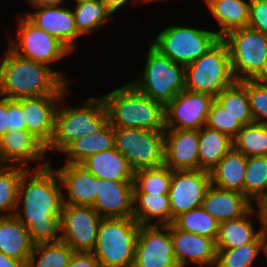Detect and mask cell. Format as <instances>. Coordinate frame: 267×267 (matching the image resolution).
Returning a JSON list of instances; mask_svg holds the SVG:
<instances>
[{"instance_id":"5b68a950","label":"cell","mask_w":267,"mask_h":267,"mask_svg":"<svg viewBox=\"0 0 267 267\" xmlns=\"http://www.w3.org/2000/svg\"><path fill=\"white\" fill-rule=\"evenodd\" d=\"M139 227L134 218L102 219L92 252L101 267H132Z\"/></svg>"},{"instance_id":"44dd1931","label":"cell","mask_w":267,"mask_h":267,"mask_svg":"<svg viewBox=\"0 0 267 267\" xmlns=\"http://www.w3.org/2000/svg\"><path fill=\"white\" fill-rule=\"evenodd\" d=\"M46 146L27 130H13L0 137V165L26 166L45 158Z\"/></svg>"},{"instance_id":"1f68e13d","label":"cell","mask_w":267,"mask_h":267,"mask_svg":"<svg viewBox=\"0 0 267 267\" xmlns=\"http://www.w3.org/2000/svg\"><path fill=\"white\" fill-rule=\"evenodd\" d=\"M215 101L242 126L254 123L247 95V80L235 81L223 89Z\"/></svg>"},{"instance_id":"ac0fdd59","label":"cell","mask_w":267,"mask_h":267,"mask_svg":"<svg viewBox=\"0 0 267 267\" xmlns=\"http://www.w3.org/2000/svg\"><path fill=\"white\" fill-rule=\"evenodd\" d=\"M133 182L97 178V196L92 208L103 218H133Z\"/></svg>"},{"instance_id":"603a6c76","label":"cell","mask_w":267,"mask_h":267,"mask_svg":"<svg viewBox=\"0 0 267 267\" xmlns=\"http://www.w3.org/2000/svg\"><path fill=\"white\" fill-rule=\"evenodd\" d=\"M243 193L213 186L207 189L201 207L220 224L245 215L253 206Z\"/></svg>"},{"instance_id":"681fc988","label":"cell","mask_w":267,"mask_h":267,"mask_svg":"<svg viewBox=\"0 0 267 267\" xmlns=\"http://www.w3.org/2000/svg\"><path fill=\"white\" fill-rule=\"evenodd\" d=\"M0 267H26V263L7 257L0 252Z\"/></svg>"},{"instance_id":"f546056e","label":"cell","mask_w":267,"mask_h":267,"mask_svg":"<svg viewBox=\"0 0 267 267\" xmlns=\"http://www.w3.org/2000/svg\"><path fill=\"white\" fill-rule=\"evenodd\" d=\"M233 148V139L217 130L199 129V169L210 171Z\"/></svg>"},{"instance_id":"83f0119b","label":"cell","mask_w":267,"mask_h":267,"mask_svg":"<svg viewBox=\"0 0 267 267\" xmlns=\"http://www.w3.org/2000/svg\"><path fill=\"white\" fill-rule=\"evenodd\" d=\"M209 11L218 21L221 30L216 34L222 38L229 31L247 27L249 22L250 0H205Z\"/></svg>"},{"instance_id":"d4e9b609","label":"cell","mask_w":267,"mask_h":267,"mask_svg":"<svg viewBox=\"0 0 267 267\" xmlns=\"http://www.w3.org/2000/svg\"><path fill=\"white\" fill-rule=\"evenodd\" d=\"M81 164L96 178L115 182H134L133 169L115 148L91 155Z\"/></svg>"},{"instance_id":"ab89813d","label":"cell","mask_w":267,"mask_h":267,"mask_svg":"<svg viewBox=\"0 0 267 267\" xmlns=\"http://www.w3.org/2000/svg\"><path fill=\"white\" fill-rule=\"evenodd\" d=\"M244 195L251 202L261 200L267 193V155L247 157Z\"/></svg>"},{"instance_id":"d6a6232c","label":"cell","mask_w":267,"mask_h":267,"mask_svg":"<svg viewBox=\"0 0 267 267\" xmlns=\"http://www.w3.org/2000/svg\"><path fill=\"white\" fill-rule=\"evenodd\" d=\"M5 166V167H4ZM16 165H0V216H13L18 205V189L22 175L29 167ZM14 211V212H13Z\"/></svg>"},{"instance_id":"b9f144b4","label":"cell","mask_w":267,"mask_h":267,"mask_svg":"<svg viewBox=\"0 0 267 267\" xmlns=\"http://www.w3.org/2000/svg\"><path fill=\"white\" fill-rule=\"evenodd\" d=\"M247 95L254 122L267 125V85L247 80Z\"/></svg>"},{"instance_id":"7a4b0ae2","label":"cell","mask_w":267,"mask_h":267,"mask_svg":"<svg viewBox=\"0 0 267 267\" xmlns=\"http://www.w3.org/2000/svg\"><path fill=\"white\" fill-rule=\"evenodd\" d=\"M48 66L23 58L8 47L0 64V96L20 99L69 93L68 81Z\"/></svg>"},{"instance_id":"8fae6325","label":"cell","mask_w":267,"mask_h":267,"mask_svg":"<svg viewBox=\"0 0 267 267\" xmlns=\"http://www.w3.org/2000/svg\"><path fill=\"white\" fill-rule=\"evenodd\" d=\"M18 39L8 41L17 55L45 65L59 61L71 52L56 38L37 28L24 15L19 17Z\"/></svg>"},{"instance_id":"4fadbf2b","label":"cell","mask_w":267,"mask_h":267,"mask_svg":"<svg viewBox=\"0 0 267 267\" xmlns=\"http://www.w3.org/2000/svg\"><path fill=\"white\" fill-rule=\"evenodd\" d=\"M132 267H179L174 255L171 224L161 227L140 225Z\"/></svg>"},{"instance_id":"f1b7e54d","label":"cell","mask_w":267,"mask_h":267,"mask_svg":"<svg viewBox=\"0 0 267 267\" xmlns=\"http://www.w3.org/2000/svg\"><path fill=\"white\" fill-rule=\"evenodd\" d=\"M253 213L259 212L252 207L245 215L237 219L221 222L216 239L217 249H233L252 243L261 234L260 230L255 231L252 220L247 218Z\"/></svg>"},{"instance_id":"277c9868","label":"cell","mask_w":267,"mask_h":267,"mask_svg":"<svg viewBox=\"0 0 267 267\" xmlns=\"http://www.w3.org/2000/svg\"><path fill=\"white\" fill-rule=\"evenodd\" d=\"M109 125V118L102 97L86 99L75 108H57L54 133L46 151L64 152L74 141L96 134Z\"/></svg>"},{"instance_id":"74e56055","label":"cell","mask_w":267,"mask_h":267,"mask_svg":"<svg viewBox=\"0 0 267 267\" xmlns=\"http://www.w3.org/2000/svg\"><path fill=\"white\" fill-rule=\"evenodd\" d=\"M178 229L216 241L219 223L201 206L177 216L172 222Z\"/></svg>"},{"instance_id":"f6af8a7d","label":"cell","mask_w":267,"mask_h":267,"mask_svg":"<svg viewBox=\"0 0 267 267\" xmlns=\"http://www.w3.org/2000/svg\"><path fill=\"white\" fill-rule=\"evenodd\" d=\"M67 267H101L92 252H74Z\"/></svg>"},{"instance_id":"7402d4cb","label":"cell","mask_w":267,"mask_h":267,"mask_svg":"<svg viewBox=\"0 0 267 267\" xmlns=\"http://www.w3.org/2000/svg\"><path fill=\"white\" fill-rule=\"evenodd\" d=\"M60 183L66 188L63 205L92 206L97 196V178L82 164L65 163L56 170Z\"/></svg>"},{"instance_id":"52a82bcc","label":"cell","mask_w":267,"mask_h":267,"mask_svg":"<svg viewBox=\"0 0 267 267\" xmlns=\"http://www.w3.org/2000/svg\"><path fill=\"white\" fill-rule=\"evenodd\" d=\"M142 73L137 81L130 83L138 91L164 107L177 94L186 90L185 66L160 55L151 46L148 49Z\"/></svg>"},{"instance_id":"30bf717a","label":"cell","mask_w":267,"mask_h":267,"mask_svg":"<svg viewBox=\"0 0 267 267\" xmlns=\"http://www.w3.org/2000/svg\"><path fill=\"white\" fill-rule=\"evenodd\" d=\"M115 149L134 172L164 165V130L114 128Z\"/></svg>"},{"instance_id":"9c48e42d","label":"cell","mask_w":267,"mask_h":267,"mask_svg":"<svg viewBox=\"0 0 267 267\" xmlns=\"http://www.w3.org/2000/svg\"><path fill=\"white\" fill-rule=\"evenodd\" d=\"M226 42L236 81L254 80L267 60V35L249 27L229 31Z\"/></svg>"},{"instance_id":"ffe728a7","label":"cell","mask_w":267,"mask_h":267,"mask_svg":"<svg viewBox=\"0 0 267 267\" xmlns=\"http://www.w3.org/2000/svg\"><path fill=\"white\" fill-rule=\"evenodd\" d=\"M174 255L179 267L194 262L199 266H215L217 260L216 241L201 235L178 229L171 223ZM189 258V259H187Z\"/></svg>"},{"instance_id":"4dcf8cb0","label":"cell","mask_w":267,"mask_h":267,"mask_svg":"<svg viewBox=\"0 0 267 267\" xmlns=\"http://www.w3.org/2000/svg\"><path fill=\"white\" fill-rule=\"evenodd\" d=\"M115 148L114 127L109 124L104 130L74 141L64 152L66 163L81 164L89 156Z\"/></svg>"},{"instance_id":"4316f807","label":"cell","mask_w":267,"mask_h":267,"mask_svg":"<svg viewBox=\"0 0 267 267\" xmlns=\"http://www.w3.org/2000/svg\"><path fill=\"white\" fill-rule=\"evenodd\" d=\"M133 218L140 225H153L152 218H157L154 225L171 224L172 212L169 195L134 193Z\"/></svg>"},{"instance_id":"c3c4849f","label":"cell","mask_w":267,"mask_h":267,"mask_svg":"<svg viewBox=\"0 0 267 267\" xmlns=\"http://www.w3.org/2000/svg\"><path fill=\"white\" fill-rule=\"evenodd\" d=\"M102 1L105 3L106 7L112 14H114L116 10L121 8L127 2H131V1L132 2H135V1L150 2V0H102Z\"/></svg>"},{"instance_id":"60d3db41","label":"cell","mask_w":267,"mask_h":267,"mask_svg":"<svg viewBox=\"0 0 267 267\" xmlns=\"http://www.w3.org/2000/svg\"><path fill=\"white\" fill-rule=\"evenodd\" d=\"M206 126L229 136L231 139H234L242 128V125L215 100L210 107Z\"/></svg>"},{"instance_id":"7dc6e473","label":"cell","mask_w":267,"mask_h":267,"mask_svg":"<svg viewBox=\"0 0 267 267\" xmlns=\"http://www.w3.org/2000/svg\"><path fill=\"white\" fill-rule=\"evenodd\" d=\"M258 212L257 213V217H259V220L262 223V229L261 234L263 235V237L266 239L267 241V201H258Z\"/></svg>"},{"instance_id":"bcb514c9","label":"cell","mask_w":267,"mask_h":267,"mask_svg":"<svg viewBox=\"0 0 267 267\" xmlns=\"http://www.w3.org/2000/svg\"><path fill=\"white\" fill-rule=\"evenodd\" d=\"M2 97L0 99V137H2L7 131L8 126V114H7V98Z\"/></svg>"},{"instance_id":"d6986e66","label":"cell","mask_w":267,"mask_h":267,"mask_svg":"<svg viewBox=\"0 0 267 267\" xmlns=\"http://www.w3.org/2000/svg\"><path fill=\"white\" fill-rule=\"evenodd\" d=\"M63 95L22 98L26 130L47 146L54 133L55 114Z\"/></svg>"},{"instance_id":"ee69618b","label":"cell","mask_w":267,"mask_h":267,"mask_svg":"<svg viewBox=\"0 0 267 267\" xmlns=\"http://www.w3.org/2000/svg\"><path fill=\"white\" fill-rule=\"evenodd\" d=\"M7 114H8V132L13 130H26L24 115L22 110V98H7Z\"/></svg>"},{"instance_id":"db71d44e","label":"cell","mask_w":267,"mask_h":267,"mask_svg":"<svg viewBox=\"0 0 267 267\" xmlns=\"http://www.w3.org/2000/svg\"><path fill=\"white\" fill-rule=\"evenodd\" d=\"M259 201H267V193H266L265 196H264L261 200H259Z\"/></svg>"},{"instance_id":"f35d334b","label":"cell","mask_w":267,"mask_h":267,"mask_svg":"<svg viewBox=\"0 0 267 267\" xmlns=\"http://www.w3.org/2000/svg\"><path fill=\"white\" fill-rule=\"evenodd\" d=\"M172 170L162 165L134 172V193L168 194Z\"/></svg>"},{"instance_id":"d590c367","label":"cell","mask_w":267,"mask_h":267,"mask_svg":"<svg viewBox=\"0 0 267 267\" xmlns=\"http://www.w3.org/2000/svg\"><path fill=\"white\" fill-rule=\"evenodd\" d=\"M260 251L266 255V239L262 234L252 243L233 249H217L215 267H251Z\"/></svg>"},{"instance_id":"816d5d0a","label":"cell","mask_w":267,"mask_h":267,"mask_svg":"<svg viewBox=\"0 0 267 267\" xmlns=\"http://www.w3.org/2000/svg\"><path fill=\"white\" fill-rule=\"evenodd\" d=\"M254 80L267 85V60L265 62L262 72Z\"/></svg>"},{"instance_id":"9a60e30c","label":"cell","mask_w":267,"mask_h":267,"mask_svg":"<svg viewBox=\"0 0 267 267\" xmlns=\"http://www.w3.org/2000/svg\"><path fill=\"white\" fill-rule=\"evenodd\" d=\"M210 185V171L203 169L172 171L168 193L172 222L180 214L200 207Z\"/></svg>"},{"instance_id":"cb8c5ba5","label":"cell","mask_w":267,"mask_h":267,"mask_svg":"<svg viewBox=\"0 0 267 267\" xmlns=\"http://www.w3.org/2000/svg\"><path fill=\"white\" fill-rule=\"evenodd\" d=\"M34 244L27 227L13 216H0V252L7 257L27 263Z\"/></svg>"},{"instance_id":"3957f363","label":"cell","mask_w":267,"mask_h":267,"mask_svg":"<svg viewBox=\"0 0 267 267\" xmlns=\"http://www.w3.org/2000/svg\"><path fill=\"white\" fill-rule=\"evenodd\" d=\"M114 128L165 130L164 106L131 83L101 96Z\"/></svg>"},{"instance_id":"6da1fadb","label":"cell","mask_w":267,"mask_h":267,"mask_svg":"<svg viewBox=\"0 0 267 267\" xmlns=\"http://www.w3.org/2000/svg\"><path fill=\"white\" fill-rule=\"evenodd\" d=\"M57 180L59 176L49 160L35 170L28 169L20 180L17 209L22 201L24 214L19 209L14 216L27 227L34 245L61 240L57 235L61 233L63 193Z\"/></svg>"},{"instance_id":"484cf974","label":"cell","mask_w":267,"mask_h":267,"mask_svg":"<svg viewBox=\"0 0 267 267\" xmlns=\"http://www.w3.org/2000/svg\"><path fill=\"white\" fill-rule=\"evenodd\" d=\"M246 166L247 156L232 148L210 170L211 184L244 194Z\"/></svg>"},{"instance_id":"f907efd6","label":"cell","mask_w":267,"mask_h":267,"mask_svg":"<svg viewBox=\"0 0 267 267\" xmlns=\"http://www.w3.org/2000/svg\"><path fill=\"white\" fill-rule=\"evenodd\" d=\"M32 6L61 5L64 0H28Z\"/></svg>"},{"instance_id":"8d00e7d4","label":"cell","mask_w":267,"mask_h":267,"mask_svg":"<svg viewBox=\"0 0 267 267\" xmlns=\"http://www.w3.org/2000/svg\"><path fill=\"white\" fill-rule=\"evenodd\" d=\"M233 148L247 157L267 155V125L252 123L242 126L233 139Z\"/></svg>"},{"instance_id":"ba28073f","label":"cell","mask_w":267,"mask_h":267,"mask_svg":"<svg viewBox=\"0 0 267 267\" xmlns=\"http://www.w3.org/2000/svg\"><path fill=\"white\" fill-rule=\"evenodd\" d=\"M219 39L214 31L170 25L157 34L150 46L174 63L187 66L208 51Z\"/></svg>"},{"instance_id":"5bb4252c","label":"cell","mask_w":267,"mask_h":267,"mask_svg":"<svg viewBox=\"0 0 267 267\" xmlns=\"http://www.w3.org/2000/svg\"><path fill=\"white\" fill-rule=\"evenodd\" d=\"M214 100L206 93L183 90L164 107L165 129L199 130L206 126Z\"/></svg>"},{"instance_id":"e0dca14e","label":"cell","mask_w":267,"mask_h":267,"mask_svg":"<svg viewBox=\"0 0 267 267\" xmlns=\"http://www.w3.org/2000/svg\"><path fill=\"white\" fill-rule=\"evenodd\" d=\"M199 130H164V165L172 171L199 169Z\"/></svg>"},{"instance_id":"7bdbcfd3","label":"cell","mask_w":267,"mask_h":267,"mask_svg":"<svg viewBox=\"0 0 267 267\" xmlns=\"http://www.w3.org/2000/svg\"><path fill=\"white\" fill-rule=\"evenodd\" d=\"M247 27L267 35V0H250Z\"/></svg>"},{"instance_id":"2e32d148","label":"cell","mask_w":267,"mask_h":267,"mask_svg":"<svg viewBox=\"0 0 267 267\" xmlns=\"http://www.w3.org/2000/svg\"><path fill=\"white\" fill-rule=\"evenodd\" d=\"M33 8L36 11L26 14L25 17L73 52L76 38L81 37L77 32L73 11L60 5L33 6Z\"/></svg>"},{"instance_id":"836d02e7","label":"cell","mask_w":267,"mask_h":267,"mask_svg":"<svg viewBox=\"0 0 267 267\" xmlns=\"http://www.w3.org/2000/svg\"><path fill=\"white\" fill-rule=\"evenodd\" d=\"M73 253L74 251L62 240L39 243L34 245L26 267H67Z\"/></svg>"},{"instance_id":"8992f818","label":"cell","mask_w":267,"mask_h":267,"mask_svg":"<svg viewBox=\"0 0 267 267\" xmlns=\"http://www.w3.org/2000/svg\"><path fill=\"white\" fill-rule=\"evenodd\" d=\"M186 90L206 93L214 98L233 84L234 77L229 49L220 38L197 60L185 66Z\"/></svg>"},{"instance_id":"e575fe53","label":"cell","mask_w":267,"mask_h":267,"mask_svg":"<svg viewBox=\"0 0 267 267\" xmlns=\"http://www.w3.org/2000/svg\"><path fill=\"white\" fill-rule=\"evenodd\" d=\"M72 11L77 32L81 36L98 30L113 15L102 0L77 3Z\"/></svg>"},{"instance_id":"7c38bea8","label":"cell","mask_w":267,"mask_h":267,"mask_svg":"<svg viewBox=\"0 0 267 267\" xmlns=\"http://www.w3.org/2000/svg\"><path fill=\"white\" fill-rule=\"evenodd\" d=\"M102 219L91 206L63 205L61 240L74 252H93Z\"/></svg>"},{"instance_id":"f5cc1de1","label":"cell","mask_w":267,"mask_h":267,"mask_svg":"<svg viewBox=\"0 0 267 267\" xmlns=\"http://www.w3.org/2000/svg\"><path fill=\"white\" fill-rule=\"evenodd\" d=\"M85 1H93V0H75L76 4L80 2H85Z\"/></svg>"}]
</instances>
